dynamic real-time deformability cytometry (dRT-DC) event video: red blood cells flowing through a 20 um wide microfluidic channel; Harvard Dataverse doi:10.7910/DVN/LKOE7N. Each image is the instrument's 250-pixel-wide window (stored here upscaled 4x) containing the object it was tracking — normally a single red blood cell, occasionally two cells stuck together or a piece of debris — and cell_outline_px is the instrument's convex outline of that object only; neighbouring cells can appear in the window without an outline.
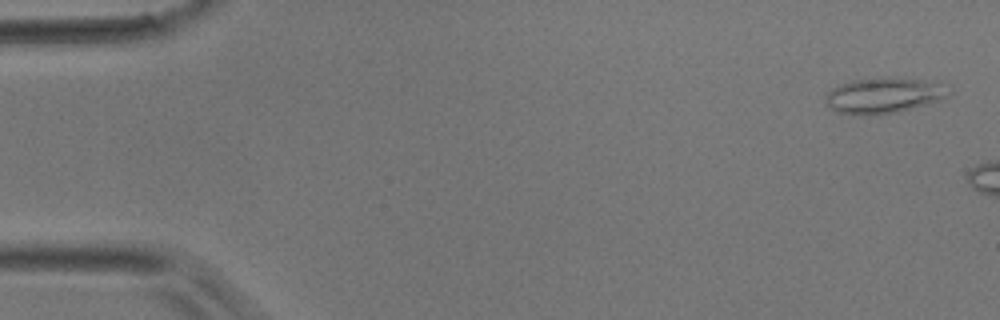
{"species": "common noctule bat (a hibernating species)", "species_latin": "Nyctalus noctula", "temperature_condition": "room temperature", "stored_images_in_passage": 2, "camera_frame_rate_fps": 3000, "um_per_image_px": 0.085, "animal": {"sex": "male", "body_mass_g": 17.9}, "frame": {"image": 1, "passage_image": 1, "time_ms": 0.0, "image_size_px": [1000, 320], "cell_outline_px": [[944, 96], [936, 100], [924, 104], [896, 112], [876, 116], [860, 116], [836, 112], [824, 100], [824, 96], [832, 88], [852, 80], [880, 76], [892, 76], [924, 80]], "centroid_in_image_um": [74.82, 8.13], "position_along_channel_um": 10.2, "area_um2": 24.62}}